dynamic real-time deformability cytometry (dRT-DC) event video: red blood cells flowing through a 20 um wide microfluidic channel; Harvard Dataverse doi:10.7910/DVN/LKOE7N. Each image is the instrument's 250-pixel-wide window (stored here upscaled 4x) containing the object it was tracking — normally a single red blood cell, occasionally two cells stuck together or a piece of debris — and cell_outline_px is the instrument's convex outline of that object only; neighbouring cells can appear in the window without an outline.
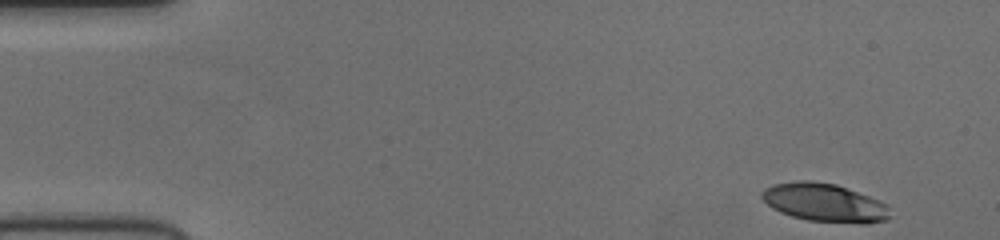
{"species": "human", "species_latin": "Homo sapiens", "temperature_condition": "cold", "stored_images_in_passage": 49, "camera_frame_rate_fps": 3000, "um_per_image_px": 0.085, "donor": {"sex": "female"}, "frame": {"image": 1, "passage_image": 1, "time_ms": 0.0, "image_size_px": [1000, 240], "cell_outline_px": [[888, 220], [868, 224], [860, 224], [808, 220], [792, 216], [780, 212], [772, 208], [760, 196], [760, 192], [764, 188], [776, 184], [800, 180], [808, 180], [836, 184], [868, 196], [884, 204], [888, 216]], "centroid_in_image_um": [70.03, 17.23], "position_along_channel_um": 15.0, "area_um2": 28.32}}
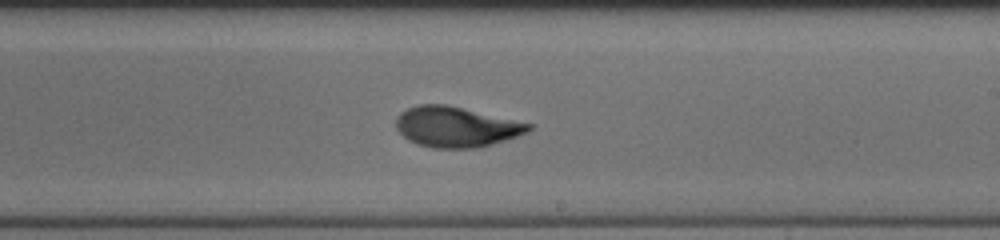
{"frame": {"image": 2, "passage_image": 28, "time_ms": 9.0, "image_size_px": [1000, 240], "cell_outline_px": [[532, 128], [528, 132], [492, 144], [476, 148], [432, 148], [416, 144], [408, 140], [396, 128], [396, 116], [400, 112], [416, 104], [444, 104], [532, 124]], "centroid_in_image_um": [38.72, 10.79], "position_along_channel_um": 250.3, "area_um2": 30.98}}
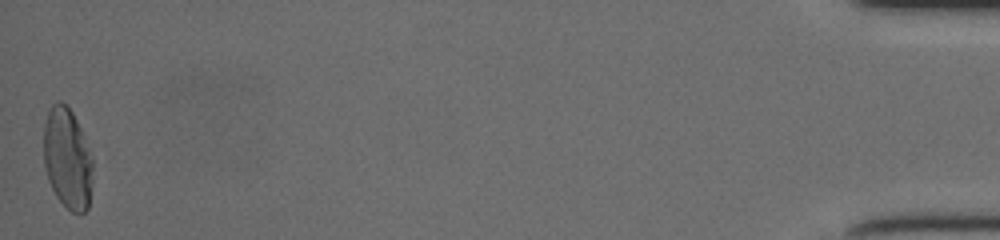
{"frame": {"image": 3, "passage_image": 49, "time_ms": 16.0, "image_size_px": [1000, 240], "cell_outline_px": [[92, 168], [88, 208], [84, 212], [72, 212], [56, 196], [48, 180], [44, 164], [44, 124], [48, 112], [52, 104], [56, 100], [60, 100], [72, 112], [80, 128], [92, 160]], "centroid_in_image_um": [5.7, 13.45], "position_along_channel_um": 429.5, "area_um2": 28.32}}